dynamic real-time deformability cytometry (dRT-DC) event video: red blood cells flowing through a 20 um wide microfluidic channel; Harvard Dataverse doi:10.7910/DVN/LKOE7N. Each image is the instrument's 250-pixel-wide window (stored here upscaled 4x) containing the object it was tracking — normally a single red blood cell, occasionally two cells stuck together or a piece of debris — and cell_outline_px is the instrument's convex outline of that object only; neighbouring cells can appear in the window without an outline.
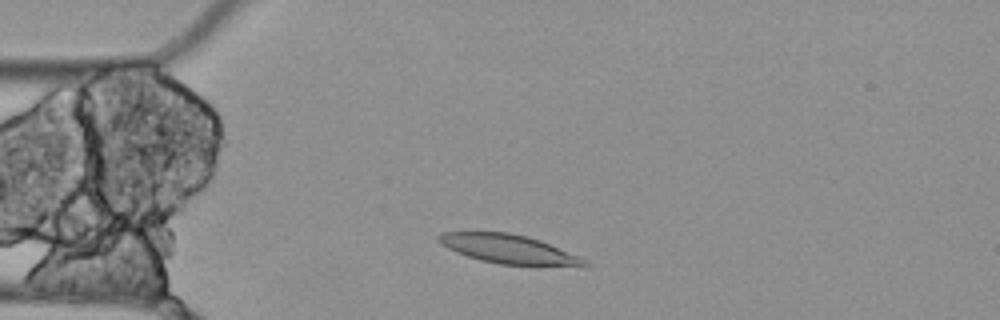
{"species": "Egyptian fruit bat (a non-hibernating species)", "species_latin": "Rousettus aegyptiacus", "temperature_condition": "cold", "stored_images_in_passage": 8, "camera_frame_rate_fps": 3000, "um_per_image_px": 0.085, "animal": {"sex": "female"}, "frame": {"image": 1, "passage_image": 2, "time_ms": 0.333, "image_size_px": [1000, 320], "cell_outline_px": [[592, 264], [588, 268], [584, 268], [500, 264], [480, 260], [456, 252], [440, 244], [436, 240], [436, 236], [440, 232], [508, 232], [528, 236], [540, 240], [580, 256], [588, 260]], "centroid_in_image_um": [43.36, 21.2], "position_along_channel_um": 41.6, "area_um2": 25.43}}
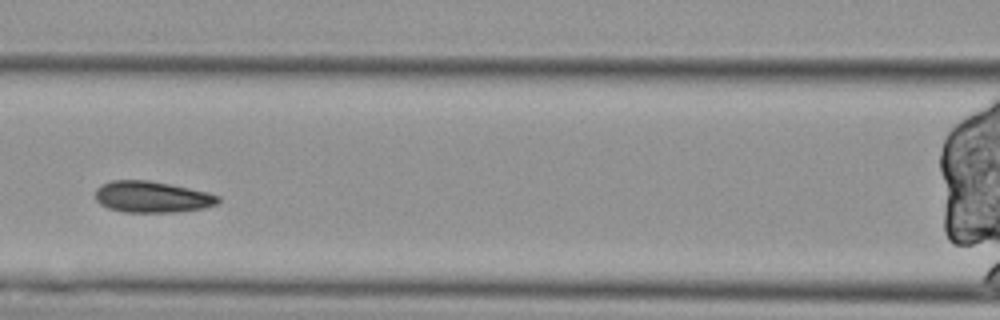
{"frame": {"image": 2, "passage_image": 5, "time_ms": 1.333, "image_size_px": [1000, 320], "cell_outline_px": [[220, 200], [216, 204], [204, 208], [176, 212], [124, 212], [108, 208], [100, 204], [96, 200], [96, 188], [100, 184], [112, 180], [148, 180], [208, 192], [220, 196]], "centroid_in_image_um": [12.9, 16.74], "position_along_channel_um": 153.7, "area_um2": 22.43}}
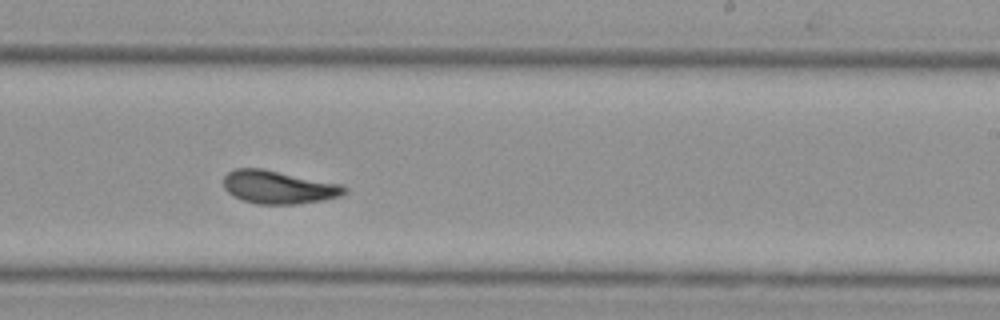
{"frame": {"image": 3, "passage_image": 8, "time_ms": 2.333, "image_size_px": [1000, 320], "cell_outline_px": [[348, 192], [340, 196], [324, 200], [296, 204], [256, 204], [244, 200], [228, 192], [224, 188], [224, 176], [228, 172], [236, 168], [264, 168], [344, 184], [348, 188]], "centroid_in_image_um": [23.74, 15.89], "position_along_channel_um": 265.3, "area_um2": 23.64}}